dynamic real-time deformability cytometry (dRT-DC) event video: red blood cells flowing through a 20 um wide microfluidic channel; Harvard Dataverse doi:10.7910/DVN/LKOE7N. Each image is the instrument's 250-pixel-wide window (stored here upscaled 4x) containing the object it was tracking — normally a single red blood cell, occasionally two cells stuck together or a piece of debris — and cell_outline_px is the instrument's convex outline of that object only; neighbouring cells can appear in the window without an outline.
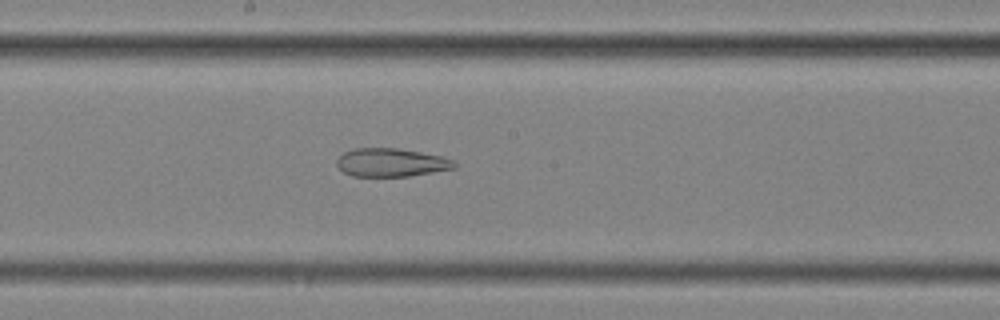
{"species": "common noctule bat (a hibernating species)", "species_latin": "Nyctalus noctula", "temperature_condition": "cold", "stored_images_in_passage": 56, "camera_frame_rate_fps": 3000, "um_per_image_px": 0.085, "animal": {"sex": "female", "body_mass_g": 25.1}, "frame": {"image": 1, "passage_image": 31, "time_ms": 10.0, "image_size_px": [1000, 320], "cell_outline_px": [[456, 168], [408, 176], [352, 176], [344, 172], [336, 164], [336, 160], [344, 152], [352, 148], [396, 148], [444, 156], [452, 160], [456, 164]], "centroid_in_image_um": [33.24, 13.81], "position_along_channel_um": 215.0, "area_um2": 19.36}}
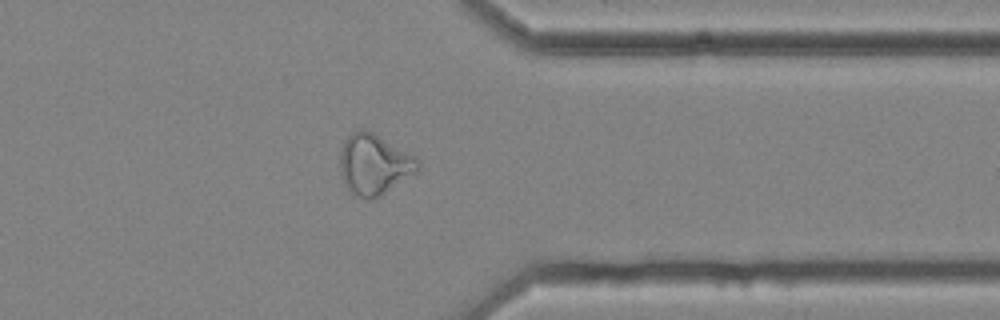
{"frame": {"image": 2, "passage_image": 45, "time_ms": 14.667, "image_size_px": [1000, 320], "cell_outline_px": [[420, 168], [416, 172], [380, 196], [372, 200], [368, 200], [352, 196], [348, 192], [340, 176], [340, 152], [344, 140], [352, 132], [360, 128], [364, 128], [372, 132], [416, 156], [420, 160]], "centroid_in_image_um": [31.77, 13.99], "position_along_channel_um": 379.6, "area_um2": 27.98}}
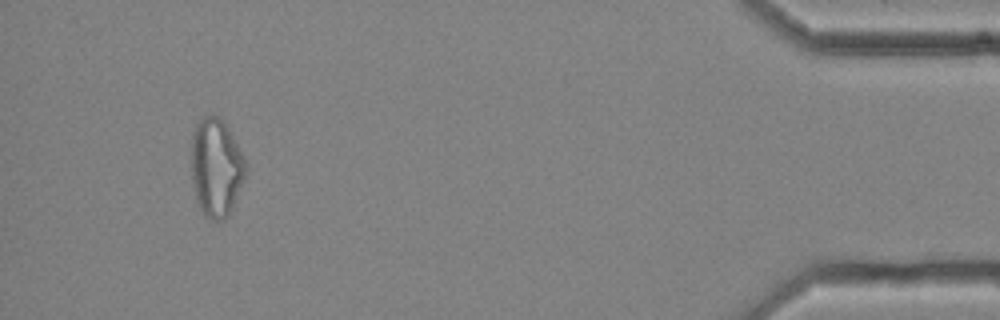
{"frame": {"image": 3, "passage_image": 53, "time_ms": 17.333, "image_size_px": [1000, 320], "cell_outline_px": [[248, 168], [228, 216], [224, 220], [212, 220], [200, 208], [196, 200], [192, 180], [192, 132], [196, 124], [204, 116], [220, 116], [228, 128]], "centroid_in_image_um": [18.35, 14.23], "position_along_channel_um": 416.8, "area_um2": 30.58}, "authors_computed_cell_mechanics": {"area_um2": 28.6688, "velocity_mm_per_s": 3.6228, "shape_relaxation_time_tau1_ms": null, "shape_relaxation_time_tau2_ms": 2.2018, "deformation_change_tau1": null, "deformation_change_tau2": 0.0986}}